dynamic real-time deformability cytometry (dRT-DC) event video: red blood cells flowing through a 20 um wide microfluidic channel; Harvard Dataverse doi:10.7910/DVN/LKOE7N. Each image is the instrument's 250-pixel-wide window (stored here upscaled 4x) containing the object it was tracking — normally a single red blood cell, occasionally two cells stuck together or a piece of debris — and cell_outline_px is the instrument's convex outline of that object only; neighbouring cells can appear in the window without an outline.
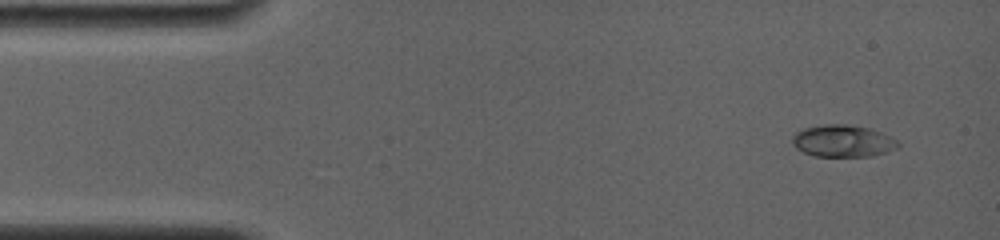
{"species": "common noctule bat (a hibernating species)", "species_latin": "Nyctalus noctula", "temperature_condition": "room temperature", "stored_images_in_passage": 7, "camera_frame_rate_fps": 4000, "um_per_image_px": 0.085, "animal": {"sex": "female", "body_mass_g": 19.0, "forearm_length_mm": 56.7}, "frame": {"image": 1, "passage_image": 1, "time_ms": 0.0, "image_size_px": [1000, 240], "cell_outline_px": [[900, 144], [896, 148], [888, 152], [868, 156], [816, 156], [804, 152], [796, 148], [792, 144], [792, 136], [796, 132], [804, 128], [824, 124], [844, 124], [868, 128], [880, 132], [896, 140]], "centroid_in_image_um": [71.61, 11.98], "position_along_channel_um": 13.4, "area_um2": 19.54}}
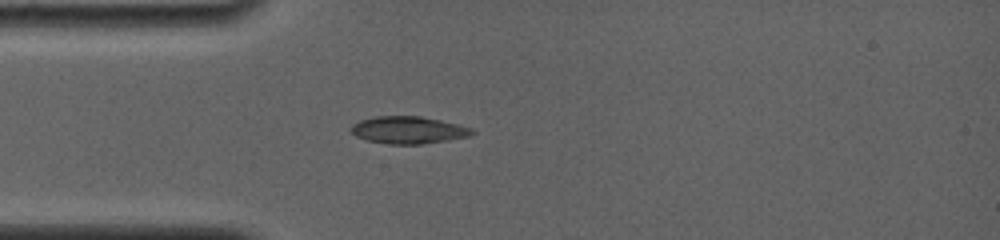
{"frame": {"image": 2, "passage_image": 7, "time_ms": 3.25, "image_size_px": [1000, 240], "cell_outline_px": [[476, 132], [472, 136], [420, 144], [392, 144], [368, 140], [356, 136], [348, 128], [352, 124], [360, 120], [376, 116], [420, 116], [440, 120], [472, 128]], "centroid_in_image_um": [34.71, 11.04], "position_along_channel_um": 50.3, "area_um2": 19.13}}